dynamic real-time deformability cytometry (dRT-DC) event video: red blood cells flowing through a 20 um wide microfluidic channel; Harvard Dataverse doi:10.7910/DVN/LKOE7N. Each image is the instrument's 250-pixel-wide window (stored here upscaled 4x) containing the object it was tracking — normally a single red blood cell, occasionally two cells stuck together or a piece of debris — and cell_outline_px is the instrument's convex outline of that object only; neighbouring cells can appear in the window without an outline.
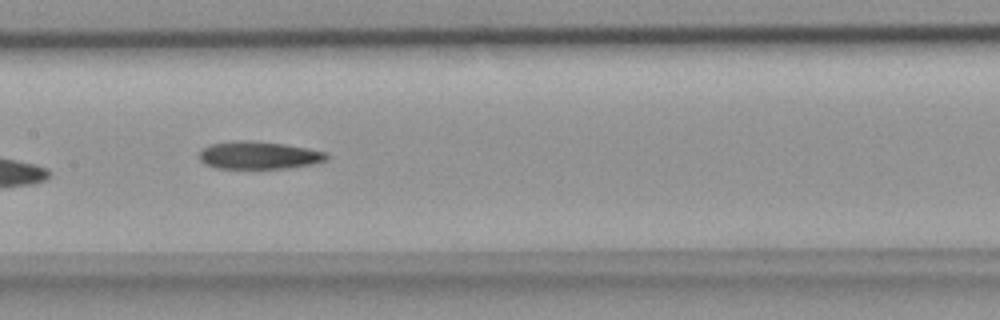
{"species": "common noctule bat (a hibernating species)", "species_latin": "Nyctalus noctula", "temperature_condition": "room temperature", "stored_images_in_passage": 8, "camera_frame_rate_fps": 3000, "um_per_image_px": 0.085, "animal": {"sex": "female", "body_mass_g": 18.4}, "frame": {"image": 1, "passage_image": 7, "time_ms": 2.0, "image_size_px": [1000, 320], "cell_outline_px": [[328, 160], [312, 164], [288, 168], [216, 168], [204, 164], [200, 160], [200, 152], [204, 148], [212, 144], [236, 140], [252, 140], [284, 144], [308, 148], [328, 152]], "centroid_in_image_um": [22.04, 13.19], "position_along_channel_um": 185.4, "area_um2": 20.58}}
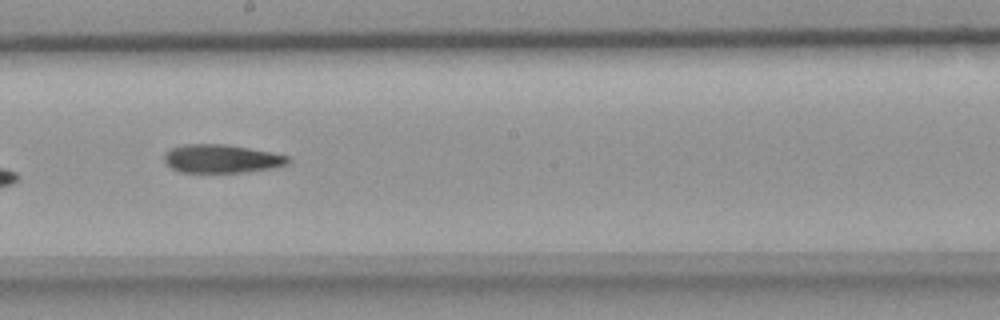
{"frame": {"image": 2, "passage_image": 8, "time_ms": 2.333, "image_size_px": [1000, 320], "cell_outline_px": [[292, 160], [288, 164], [272, 168], [244, 172], [180, 172], [172, 168], [164, 160], [164, 156], [172, 148], [184, 144], [224, 144], [272, 152], [288, 156]], "centroid_in_image_um": [18.87, 13.49], "position_along_channel_um": 229.3, "area_um2": 20.35}}